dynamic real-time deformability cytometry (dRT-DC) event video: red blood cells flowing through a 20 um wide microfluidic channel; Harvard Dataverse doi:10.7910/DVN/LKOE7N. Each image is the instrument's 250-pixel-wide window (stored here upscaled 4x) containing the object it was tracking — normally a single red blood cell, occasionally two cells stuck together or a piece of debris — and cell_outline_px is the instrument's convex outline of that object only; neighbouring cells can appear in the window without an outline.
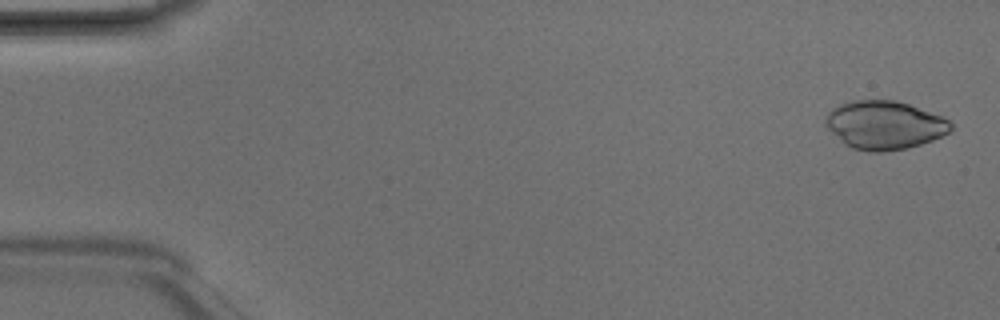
{"species": "Egyptian fruit bat (a non-hibernating species)", "species_latin": "Rousettus aegyptiacus", "temperature_condition": "room temperature", "stored_images_in_passage": 4, "camera_frame_rate_fps": 3000, "um_per_image_px": 0.085, "animal": {"sex": "male"}, "frame": {"image": 1, "passage_image": 1, "time_ms": 0.0, "image_size_px": [1000, 320], "cell_outline_px": [[952, 128], [948, 132], [932, 140], [908, 148], [884, 152], [868, 152], [852, 148], [844, 144], [824, 124], [824, 120], [828, 112], [832, 108], [840, 104], [852, 100], [896, 100], [944, 116], [952, 124]], "centroid_in_image_um": [75.17, 10.63], "position_along_channel_um": 9.8, "area_um2": 35.49}}